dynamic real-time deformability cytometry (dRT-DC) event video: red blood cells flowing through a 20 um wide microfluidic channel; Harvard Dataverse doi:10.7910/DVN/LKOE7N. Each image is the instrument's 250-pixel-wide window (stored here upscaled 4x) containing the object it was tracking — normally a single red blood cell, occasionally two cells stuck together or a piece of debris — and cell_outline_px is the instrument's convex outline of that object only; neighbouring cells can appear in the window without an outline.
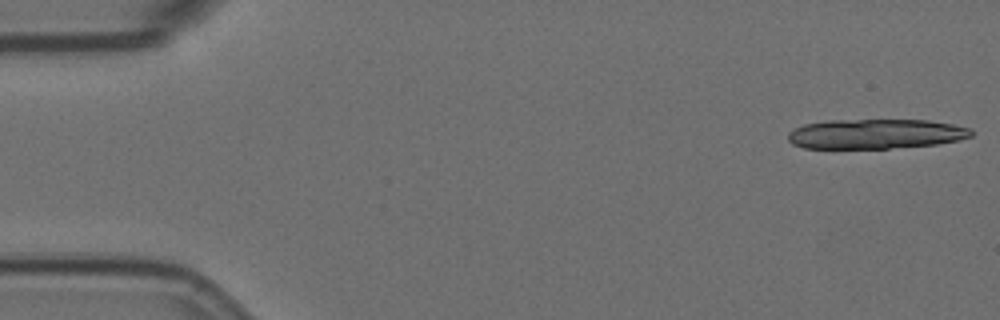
{"species": "Egyptian fruit bat (a non-hibernating species)", "species_latin": "Rousettus aegyptiacus", "temperature_condition": "room temperature", "stored_images_in_passage": 11, "camera_frame_rate_fps": 3000, "um_per_image_px": 0.085, "animal": {"sex": "female"}, "frame": {"image": 1, "passage_image": 1, "time_ms": 0.0, "image_size_px": [1000, 320], "cell_outline_px": [[972, 136], [956, 140], [936, 144], [888, 148], [804, 148], [792, 144], [788, 140], [788, 132], [804, 124], [828, 120], [928, 120], [952, 124], [972, 128]], "centroid_in_image_um": [74.41, 11.38], "position_along_channel_um": 10.6, "area_um2": 31.67}}
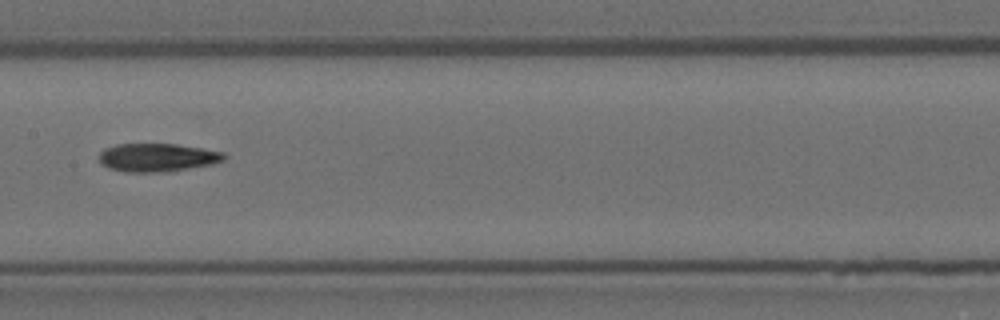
{"frame": {"image": 2, "passage_image": 8, "time_ms": 2.333, "image_size_px": [1000, 320], "cell_outline_px": [[224, 160], [212, 164], [168, 172], [128, 172], [108, 168], [100, 164], [100, 152], [104, 148], [116, 144], [176, 144], [224, 152]], "centroid_in_image_um": [13.34, 13.39], "position_along_channel_um": 194.1, "area_um2": 20.58}}
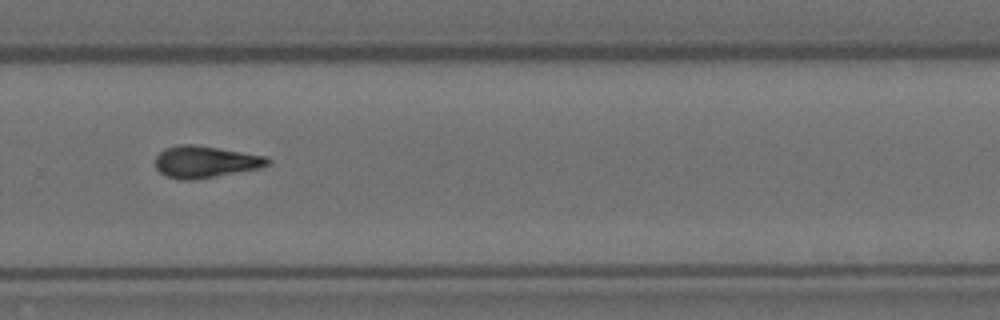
{"frame": {"image": 3, "passage_image": 11, "time_ms": 3.333, "image_size_px": [1000, 320], "cell_outline_px": [[272, 164], [260, 168], [192, 180], [180, 180], [164, 176], [156, 168], [156, 156], [164, 148], [180, 144], [192, 144], [268, 156], [272, 160]], "centroid_in_image_um": [17.47, 13.75], "position_along_channel_um": 312.3, "area_um2": 20.92}}